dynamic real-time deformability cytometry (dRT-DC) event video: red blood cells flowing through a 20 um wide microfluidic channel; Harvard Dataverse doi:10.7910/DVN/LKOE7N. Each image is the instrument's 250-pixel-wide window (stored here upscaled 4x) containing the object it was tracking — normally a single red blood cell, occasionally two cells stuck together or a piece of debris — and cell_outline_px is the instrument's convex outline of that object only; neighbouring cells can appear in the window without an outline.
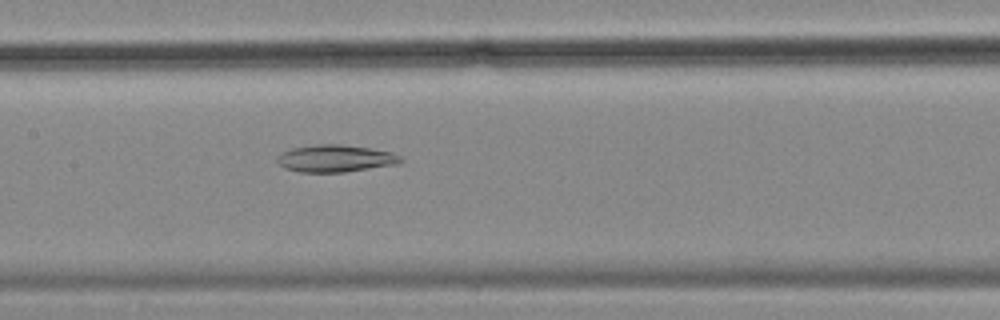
{"species": "common noctule bat (a hibernating species)", "species_latin": "Nyctalus noctula", "temperature_condition": "cold", "stored_images_in_passage": 47, "camera_frame_rate_fps": 3000, "um_per_image_px": 0.085, "animal": {"sex": "female", "body_mass_g": 18.4}, "frame": {"image": 1, "passage_image": 18, "time_ms": 5.667, "image_size_px": [1000, 320], "cell_outline_px": [[404, 160], [400, 164], [344, 172], [300, 172], [284, 168], [276, 160], [276, 156], [280, 152], [292, 148], [316, 144], [340, 144], [368, 148], [392, 152], [400, 156]], "centroid_in_image_um": [28.5, 13.47], "position_along_channel_um": 178.9, "area_um2": 19.71}}
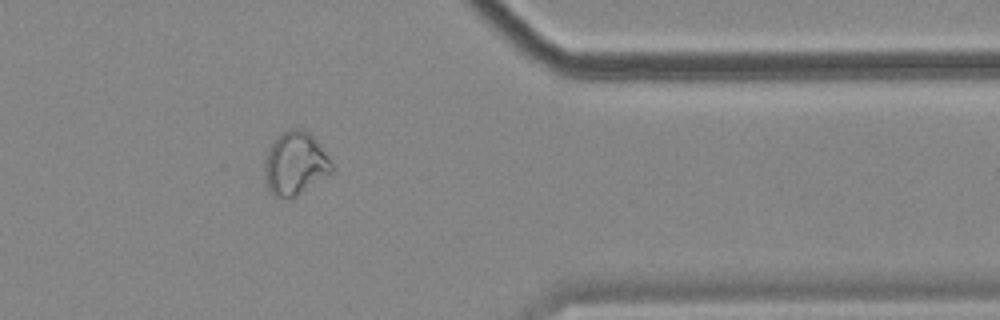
{"frame": {"image": 2, "passage_image": 37, "time_ms": 12.0, "image_size_px": [1000, 320], "cell_outline_px": [[336, 168], [332, 172], [292, 200], [276, 196], [268, 192], [264, 184], [264, 160], [272, 140], [276, 136], [288, 128], [304, 128], [320, 144]], "centroid_in_image_um": [25.06, 13.91], "position_along_channel_um": 386.3, "area_um2": 25.55}}
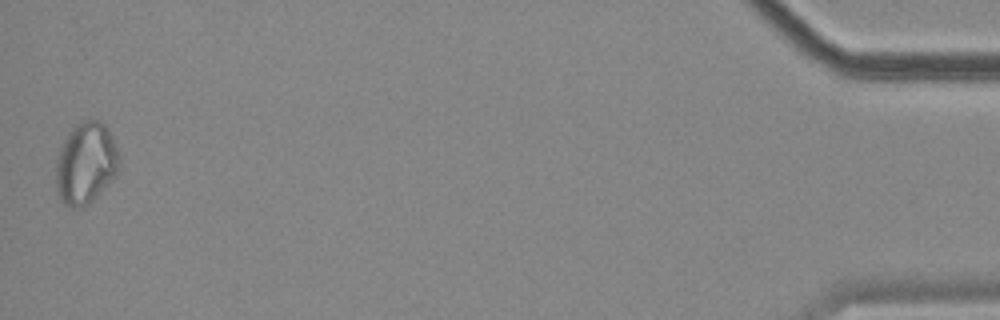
{"frame": {"image": 3, "passage_image": 47, "time_ms": 15.333, "image_size_px": [1000, 320], "cell_outline_px": [[120, 168], [116, 176], [84, 208], [72, 208], [64, 204], [60, 200], [56, 192], [56, 160], [60, 148], [68, 132], [80, 120], [100, 120], [108, 128], [112, 136], [120, 156]], "centroid_in_image_um": [7.3, 13.88], "position_along_channel_um": 427.9, "area_um2": 30.58}}